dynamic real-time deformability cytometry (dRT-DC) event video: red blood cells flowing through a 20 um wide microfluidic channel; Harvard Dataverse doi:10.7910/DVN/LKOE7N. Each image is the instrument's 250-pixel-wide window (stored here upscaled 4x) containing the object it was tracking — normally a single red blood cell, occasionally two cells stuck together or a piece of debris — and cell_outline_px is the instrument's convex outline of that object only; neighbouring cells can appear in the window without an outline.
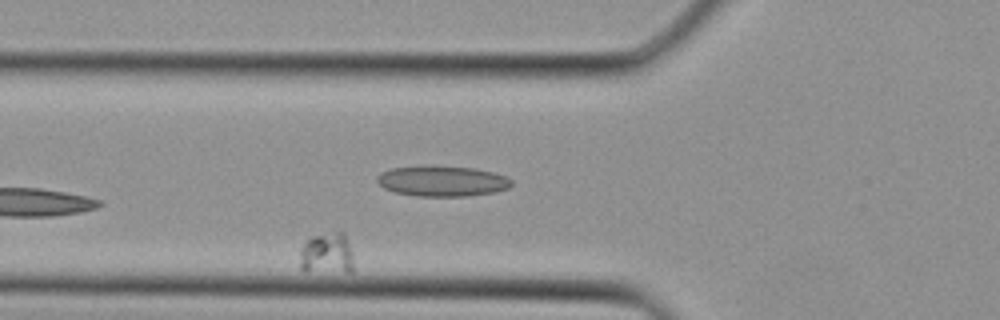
{"species": "Egyptian fruit bat (a non-hibernating species)", "species_latin": "Rousettus aegyptiacus", "temperature_condition": "cold", "stored_images_in_passage": 4, "camera_frame_rate_fps": 3000, "um_per_image_px": 0.085, "animal": {"sex": "female"}, "frame": {"image": 1, "passage_image": 4, "time_ms": 1.0, "image_size_px": [1000, 320], "cell_outline_px": [[352, 272], [304, 272], [300, 268], [300, 248], [304, 240], [308, 236], [336, 232], [344, 232], [352, 252]], "centroid_in_image_um": [27.73, 21.56], "position_along_channel_um": 98.1, "area_um2": 13.47}}